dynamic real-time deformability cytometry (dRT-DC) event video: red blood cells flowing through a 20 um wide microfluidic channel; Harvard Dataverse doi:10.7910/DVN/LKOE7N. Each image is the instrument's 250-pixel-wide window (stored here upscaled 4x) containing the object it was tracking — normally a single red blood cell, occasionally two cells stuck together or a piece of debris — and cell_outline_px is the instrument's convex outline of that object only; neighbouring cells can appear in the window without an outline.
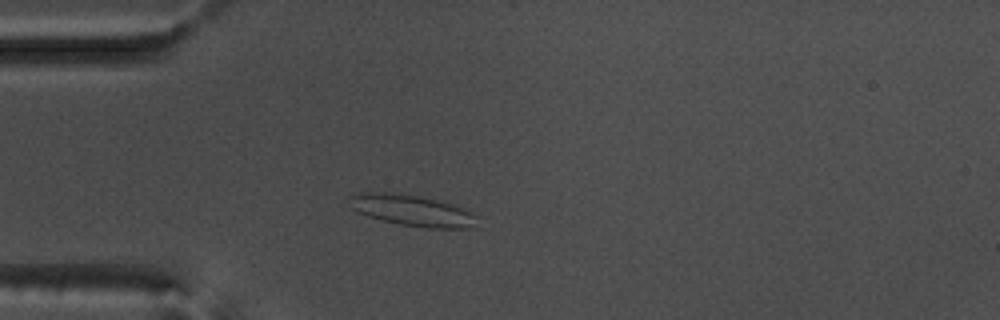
{"species": "common noctule bat (a hibernating species)", "species_latin": "Nyctalus noctula", "temperature_condition": "warm", "stored_images_in_passage": 51, "camera_frame_rate_fps": 3000, "um_per_image_px": 0.085, "animal": {"sex": "male", "body_mass_g": 17.5, "forearm_length_mm": 52.3}, "frame": {"image": 1, "passage_image": 11, "time_ms": 3.333, "image_size_px": [1000, 320], "cell_outline_px": [[480, 216], [472, 228], [428, 228], [400, 224], [380, 220], [356, 212], [352, 208], [352, 196], [360, 192], [392, 192], [420, 196], [452, 204], [464, 208]], "centroid_in_image_um": [35.09, 17.89], "position_along_channel_um": 49.9, "area_um2": 23.18}}
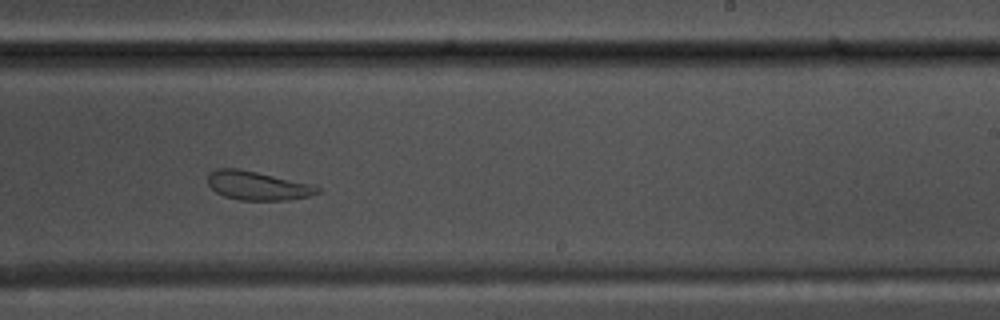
{"frame": {"image": 2, "passage_image": 30, "time_ms": 9.667, "image_size_px": [1000, 320], "cell_outline_px": [[320, 192], [308, 196], [288, 200], [240, 200], [224, 196], [216, 192], [208, 184], [208, 176], [216, 168], [236, 168], [256, 172], [312, 184], [320, 188]], "centroid_in_image_um": [21.89, 15.78], "position_along_channel_um": 267.1, "area_um2": 18.21}}
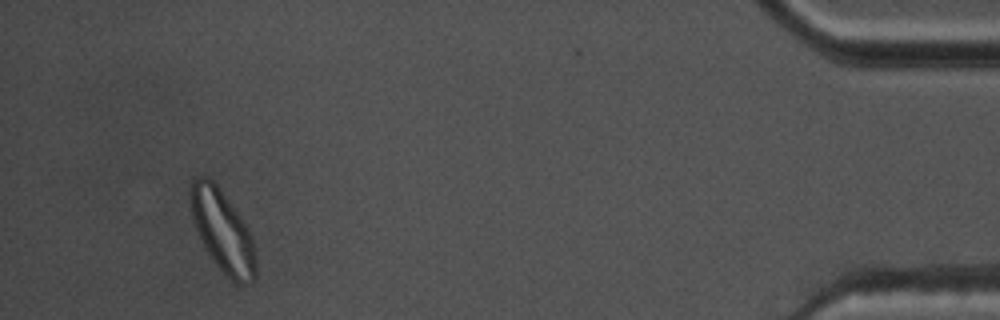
{"frame": {"image": 3, "passage_image": 48, "time_ms": 15.667, "image_size_px": [1000, 320], "cell_outline_px": [[256, 280], [248, 284], [240, 284], [232, 280], [212, 260], [196, 228], [192, 216], [188, 188], [192, 180], [196, 176], [208, 176], [216, 184], [232, 204], [240, 216], [252, 236], [256, 256]], "centroid_in_image_um": [18.92, 19.62], "position_along_channel_um": 416.3, "area_um2": 31.1}, "authors_computed_cell_mechanics": {"area_um2": 23.1778, "velocity_mm_per_s": 3.6388, "shape_relaxation_time_tau1_ms": null, "shape_relaxation_time_tau2_ms": 2.4991, "deformation_change_tau1": null, "deformation_change_tau2": 0.0848}}